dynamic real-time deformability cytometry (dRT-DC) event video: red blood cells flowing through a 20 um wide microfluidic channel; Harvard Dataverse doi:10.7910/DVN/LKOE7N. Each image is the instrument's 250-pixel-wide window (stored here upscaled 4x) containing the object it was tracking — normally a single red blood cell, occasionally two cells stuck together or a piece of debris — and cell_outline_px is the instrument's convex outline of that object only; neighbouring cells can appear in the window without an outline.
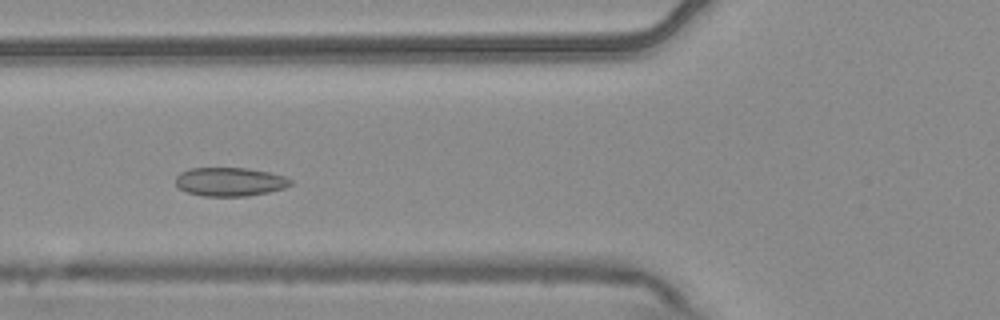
{"species": "common noctule bat (a hibernating species)", "species_latin": "Nyctalus noctula", "temperature_condition": "warm", "stored_images_in_passage": 3, "camera_frame_rate_fps": 3000, "um_per_image_px": 0.085, "animal": {"sex": "male", "body_mass_g": 20.4}, "frame": {"image": 1, "passage_image": 2, "time_ms": 0.333, "image_size_px": [1000, 320], "cell_outline_px": [[292, 184], [284, 188], [268, 192], [248, 196], [204, 196], [188, 192], [180, 188], [176, 184], [176, 176], [180, 172], [188, 168], [248, 168], [268, 172], [284, 176], [292, 180]], "centroid_in_image_um": [19.54, 15.44], "position_along_channel_um": 106.3, "area_um2": 19.19}}
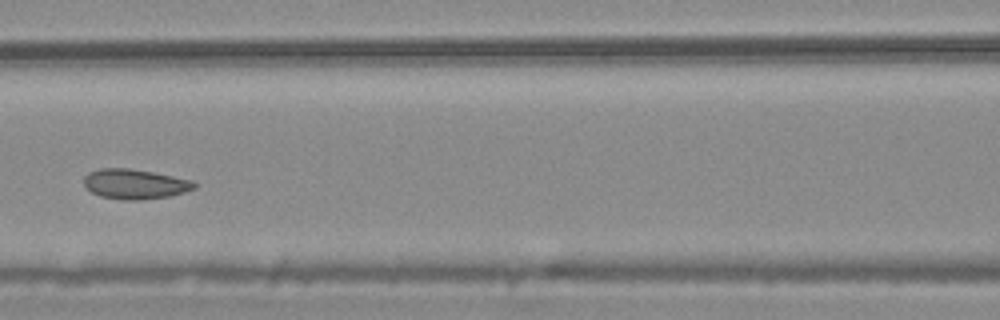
{"frame": {"image": 2, "passage_image": 3, "time_ms": 0.667, "image_size_px": [1000, 320], "cell_outline_px": [[196, 188], [184, 192], [168, 196], [144, 200], [128, 200], [100, 196], [92, 192], [84, 184], [84, 176], [88, 172], [100, 168], [128, 168], [152, 172], [192, 180], [196, 184]], "centroid_in_image_um": [11.46, 15.64], "position_along_channel_um": 155.1, "area_um2": 19.13}}